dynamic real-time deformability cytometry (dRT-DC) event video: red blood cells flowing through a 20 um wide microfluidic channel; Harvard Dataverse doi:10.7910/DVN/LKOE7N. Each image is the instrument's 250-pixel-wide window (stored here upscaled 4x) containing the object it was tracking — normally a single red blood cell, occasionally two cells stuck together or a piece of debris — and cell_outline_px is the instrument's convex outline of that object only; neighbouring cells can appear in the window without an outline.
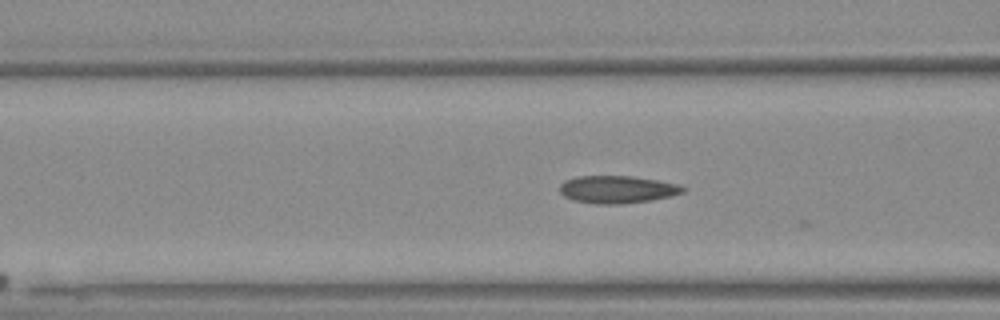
{"species": "Egyptian fruit bat (a non-hibernating species)", "species_latin": "Rousettus aegyptiacus", "temperature_condition": "warm", "stored_images_in_passage": 4, "camera_frame_rate_fps": 3000, "um_per_image_px": 0.085, "animal": {"sex": "female"}, "frame": {"image": 1, "passage_image": 3, "time_ms": 0.667, "image_size_px": [1000, 320], "cell_outline_px": [[688, 188], [684, 192], [672, 196], [652, 200], [620, 204], [596, 204], [572, 200], [564, 196], [560, 192], [560, 184], [564, 180], [580, 176], [632, 176], [680, 184]], "centroid_in_image_um": [52.49, 16.1], "position_along_channel_um": 114.1, "area_um2": 19.94}}